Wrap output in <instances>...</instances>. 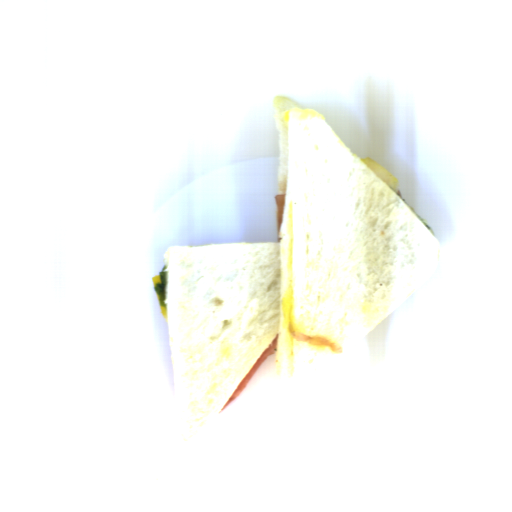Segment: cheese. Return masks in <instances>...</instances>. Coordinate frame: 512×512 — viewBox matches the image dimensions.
<instances>
[{
    "instance_id": "obj_2",
    "label": "cheese",
    "mask_w": 512,
    "mask_h": 512,
    "mask_svg": "<svg viewBox=\"0 0 512 512\" xmlns=\"http://www.w3.org/2000/svg\"><path fill=\"white\" fill-rule=\"evenodd\" d=\"M160 310H161V313H162V315L164 316L165 320H167V322H168V317H167V308H164V307H161V306H160Z\"/></svg>"
},
{
    "instance_id": "obj_1",
    "label": "cheese",
    "mask_w": 512,
    "mask_h": 512,
    "mask_svg": "<svg viewBox=\"0 0 512 512\" xmlns=\"http://www.w3.org/2000/svg\"><path fill=\"white\" fill-rule=\"evenodd\" d=\"M151 279H152L153 286H155L156 284L160 283V281H161L160 274L151 277Z\"/></svg>"
}]
</instances>
